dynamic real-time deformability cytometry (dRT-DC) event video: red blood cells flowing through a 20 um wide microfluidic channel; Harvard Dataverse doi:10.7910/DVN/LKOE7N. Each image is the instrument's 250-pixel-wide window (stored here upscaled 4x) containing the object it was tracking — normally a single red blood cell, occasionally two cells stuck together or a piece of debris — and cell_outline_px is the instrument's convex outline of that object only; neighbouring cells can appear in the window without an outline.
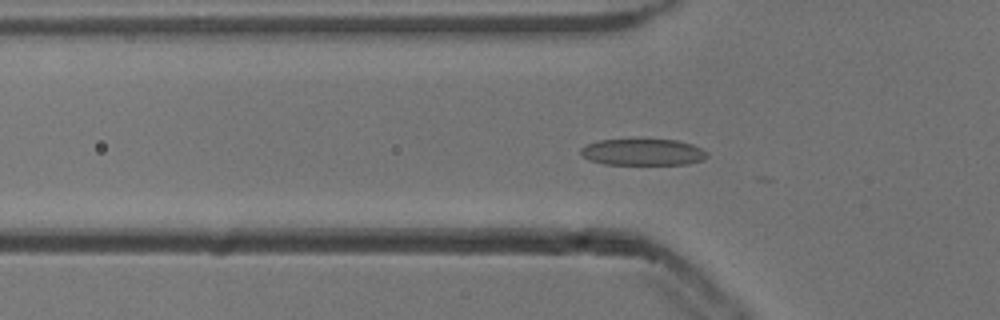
{"species": "common noctule bat (a hibernating species)", "species_latin": "Nyctalus noctula", "temperature_condition": "cold", "stored_images_in_passage": 28, "camera_frame_rate_fps": 3000, "um_per_image_px": 0.085, "animal": {"sex": "male", "body_mass_g": 13.3}, "frame": {"image": 1, "passage_image": 18, "time_ms": 5.667, "image_size_px": [1000, 320], "cell_outline_px": [[708, 156], [704, 160], [688, 164], [604, 164], [580, 156], [580, 148], [588, 144], [600, 140], [676, 140], [692, 144], [708, 152]], "centroid_in_image_um": [54.66, 12.94], "position_along_channel_um": 71.1, "area_um2": 19.42}}
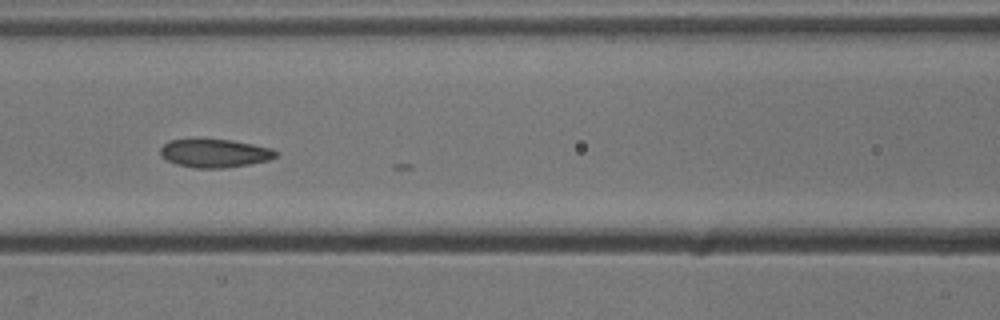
{"frame": {"image": 2, "passage_image": 24, "time_ms": 7.667, "image_size_px": [1000, 320], "cell_outline_px": [[280, 152], [276, 156], [268, 160], [248, 164], [224, 168], [196, 168], [176, 164], [160, 156], [160, 148], [168, 140], [232, 140], [272, 148]], "centroid_in_image_um": [18.26, 13.03], "position_along_channel_um": 148.3, "area_um2": 18.9}}
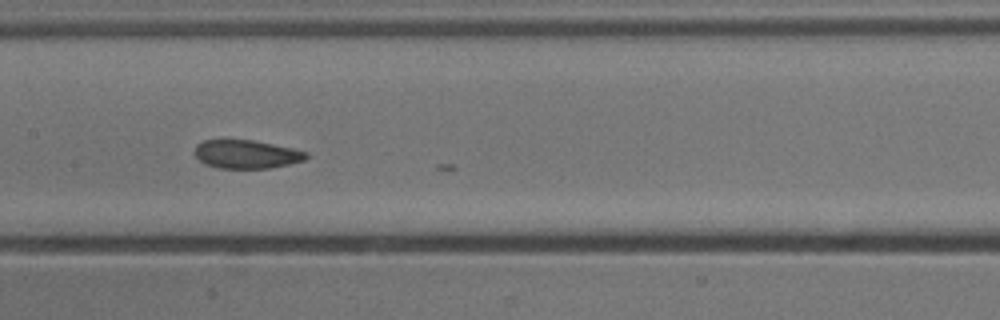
{"frame": {"image": 3, "passage_image": 27, "time_ms": 8.667, "image_size_px": [1000, 320], "cell_outline_px": [[308, 156], [304, 160], [288, 164], [268, 168], [216, 168], [204, 164], [196, 156], [196, 144], [204, 140], [252, 140], [292, 148], [308, 152]], "centroid_in_image_um": [20.94, 13.11], "position_along_channel_um": 186.5, "area_um2": 18.32}}